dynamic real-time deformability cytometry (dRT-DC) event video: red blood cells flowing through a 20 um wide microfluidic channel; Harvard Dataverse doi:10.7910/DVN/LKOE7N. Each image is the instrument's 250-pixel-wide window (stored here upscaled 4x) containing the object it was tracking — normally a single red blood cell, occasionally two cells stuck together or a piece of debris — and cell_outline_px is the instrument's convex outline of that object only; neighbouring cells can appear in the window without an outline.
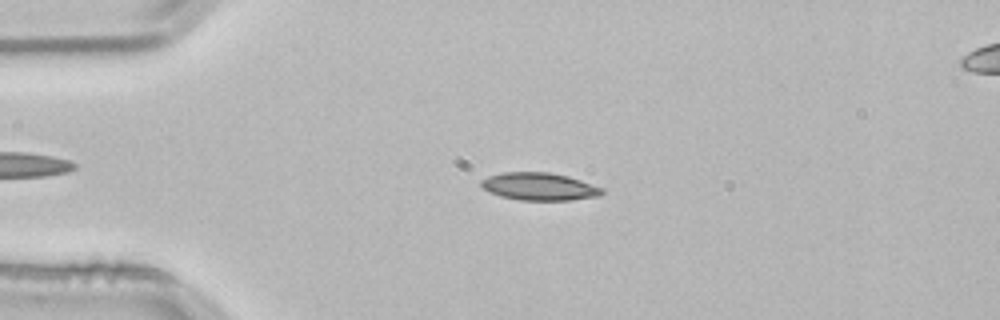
{"species": "common noctule bat (a hibernating species)", "species_latin": "Nyctalus noctula", "temperature_condition": "room temperature", "stored_images_in_passage": 52, "camera_frame_rate_fps": 3000, "um_per_image_px": 0.085, "animal": {"sex": "male", "body_mass_g": 21.5, "forearm_length_mm": 52.0}, "frame": {"image": 1, "passage_image": 11, "time_ms": 3.333, "image_size_px": [1000, 320], "cell_outline_px": [[604, 192], [600, 196], [572, 200], [520, 200], [500, 196], [488, 192], [480, 184], [480, 180], [488, 176], [504, 172], [548, 172], [568, 176], [604, 188]], "centroid_in_image_um": [45.84, 15.86], "position_along_channel_um": 39.2, "area_um2": 19.54}}
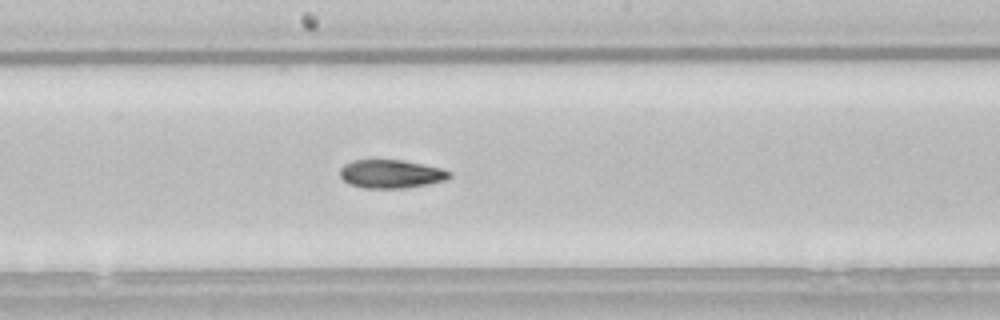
{"frame": {"image": 2, "passage_image": 27, "time_ms": 8.667, "image_size_px": [1000, 320], "cell_outline_px": [[452, 176], [444, 180], [428, 184], [404, 188], [364, 188], [348, 184], [340, 176], [340, 168], [344, 164], [352, 160], [404, 160], [444, 168], [452, 172]], "centroid_in_image_um": [33.25, 14.78], "position_along_channel_um": 214.9, "area_um2": 18.32}}
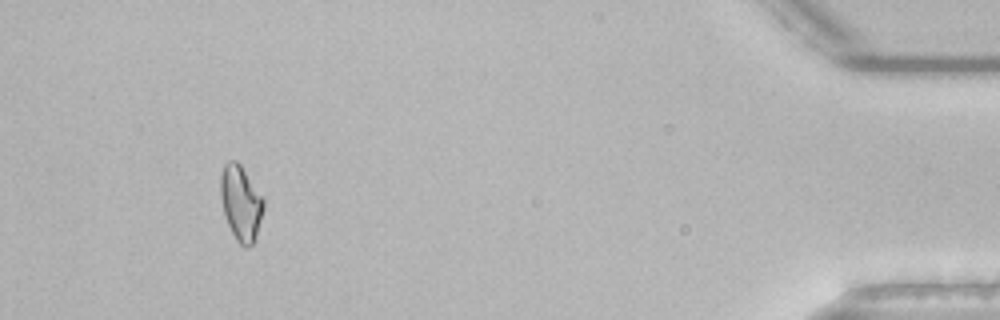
{"frame": {"image": 3, "passage_image": 48, "time_ms": 15.667, "image_size_px": [1000, 320], "cell_outline_px": [[264, 208], [256, 236], [252, 244], [248, 248], [244, 248], [236, 240], [228, 224], [224, 212], [220, 196], [220, 176], [224, 164], [228, 160], [236, 160], [240, 164], [264, 200]], "centroid_in_image_um": [20.46, 17.26], "position_along_channel_um": 414.7, "area_um2": 18.67}, "authors_computed_cell_mechanics": {"area_um2": 18.5538, "velocity_mm_per_s": 3.8409, "shape_relaxation_time_tau1_ms": 6.0172, "shape_relaxation_time_tau2_ms": 5.7111, "deformation_change_tau1": 0.1667, "deformation_change_tau2": 0.1292}}